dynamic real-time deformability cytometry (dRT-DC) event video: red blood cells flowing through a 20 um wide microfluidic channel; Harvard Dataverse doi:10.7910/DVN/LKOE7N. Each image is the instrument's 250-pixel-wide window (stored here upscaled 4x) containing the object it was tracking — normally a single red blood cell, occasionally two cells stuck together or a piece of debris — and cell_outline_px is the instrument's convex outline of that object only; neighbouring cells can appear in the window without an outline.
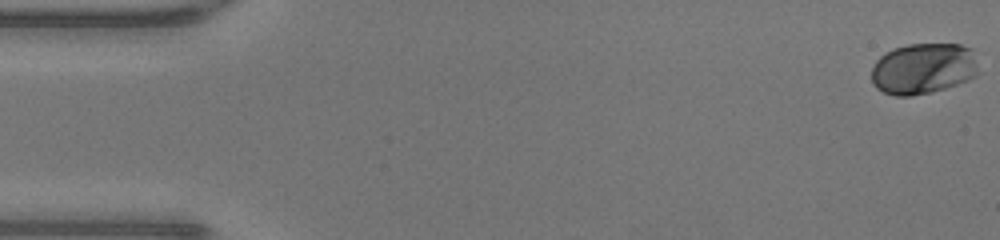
{"species": "human", "species_latin": "Homo sapiens", "temperature_condition": "warm", "stored_images_in_passage": 48, "camera_frame_rate_fps": 3000, "um_per_image_px": 0.085, "donor": {"sex": "male"}, "frame": {"image": 1, "passage_image": 1, "time_ms": 0.0, "image_size_px": [1000, 240], "cell_outline_px": [[976, 76], [968, 80], [932, 92], [912, 96], [896, 96], [884, 92], [876, 88], [872, 84], [872, 68], [876, 60], [884, 52], [892, 48], [908, 44], [960, 44], [972, 48], [976, 68]], "centroid_in_image_um": [78.43, 5.82], "position_along_channel_um": 6.6, "area_um2": 31.91}}
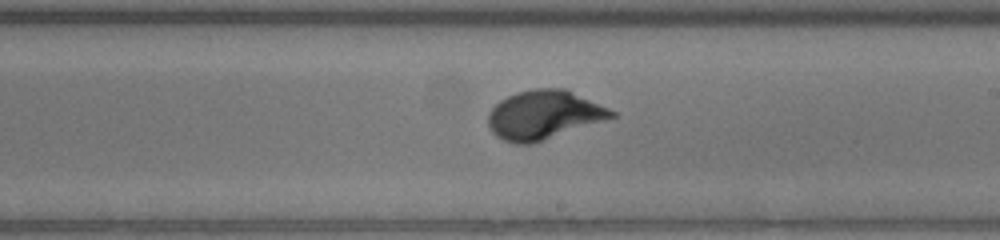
{"frame": {"image": 2, "passage_image": 28, "time_ms": 9.0, "image_size_px": [1000, 240], "cell_outline_px": [[616, 116], [532, 144], [516, 144], [504, 140], [496, 136], [492, 132], [488, 124], [488, 112], [500, 100], [516, 92], [532, 88], [568, 88], [616, 112]], "centroid_in_image_um": [46.21, 9.75], "position_along_channel_um": 242.8, "area_um2": 35.14}}
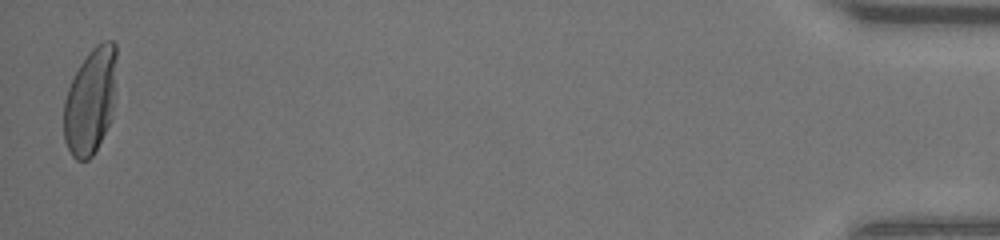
{"frame": {"image": 3, "passage_image": 48, "time_ms": 15.667, "image_size_px": [1000, 240], "cell_outline_px": [[116, 60], [112, 120], [92, 156], [88, 160], [76, 160], [72, 156], [64, 140], [64, 100], [68, 88], [80, 64], [88, 52], [96, 44], [104, 40], [112, 40], [116, 44]], "centroid_in_image_um": [7.69, 8.58], "position_along_channel_um": 427.5, "area_um2": 32.71}, "authors_computed_cell_mechanics": {"area_um2": 32.368, "velocity_mm_per_s": 4.3088, "shape_relaxation_time_tau1_ms": 2.7658, "shape_relaxation_time_tau2_ms": null, "deformation_change_tau1": 0.1776, "deformation_change_tau2": null}}